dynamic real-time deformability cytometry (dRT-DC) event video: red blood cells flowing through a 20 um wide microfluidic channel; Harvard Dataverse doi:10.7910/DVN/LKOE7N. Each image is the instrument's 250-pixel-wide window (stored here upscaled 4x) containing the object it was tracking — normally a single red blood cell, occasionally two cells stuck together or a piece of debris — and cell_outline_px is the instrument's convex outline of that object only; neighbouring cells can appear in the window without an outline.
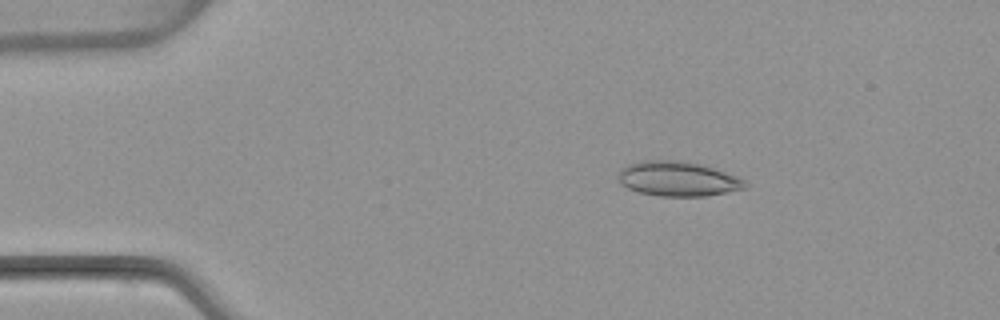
{"species": "common noctule bat (a hibernating species)", "species_latin": "Nyctalus noctula", "temperature_condition": "warm", "stored_images_in_passage": 3, "camera_frame_rate_fps": 3000, "um_per_image_px": 0.085, "animal": {"sex": "female", "body_mass_g": 22.7, "forearm_length_mm": 54.2}, "frame": {"image": 1, "passage_image": 2, "time_ms": 2.0, "image_size_px": [1000, 320], "cell_outline_px": [[748, 188], [704, 196], [660, 196], [640, 192], [628, 188], [620, 184], [616, 176], [620, 168], [628, 164], [644, 160], [680, 160], [704, 164], [736, 176], [744, 180], [748, 184]], "centroid_in_image_um": [57.6, 15.19], "position_along_channel_um": 27.4, "area_um2": 25.95}}